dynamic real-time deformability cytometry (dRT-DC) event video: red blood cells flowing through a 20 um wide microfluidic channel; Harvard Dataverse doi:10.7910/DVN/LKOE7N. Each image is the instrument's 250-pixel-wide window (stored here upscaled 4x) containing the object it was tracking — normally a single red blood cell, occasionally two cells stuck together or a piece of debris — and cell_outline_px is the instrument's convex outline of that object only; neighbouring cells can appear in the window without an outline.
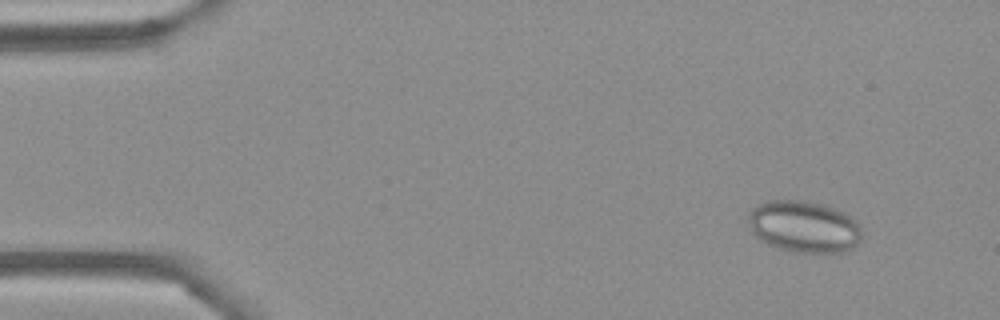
{"species": "Egyptian fruit bat (a non-hibernating species)", "species_latin": "Rousettus aegyptiacus", "temperature_condition": "cold", "stored_images_in_passage": 54, "camera_frame_rate_fps": 3000, "um_per_image_px": 0.085, "frame": {"image": 1, "passage_image": 5, "time_ms": 1.333, "image_size_px": [1000, 320], "cell_outline_px": [[860, 240], [848, 252], [800, 252], [776, 248], [768, 244], [756, 236], [752, 232], [744, 220], [748, 212], [756, 204], [764, 200], [804, 200], [824, 204], [844, 212], [860, 228]], "centroid_in_image_um": [68.25, 19.24], "position_along_channel_um": 16.8, "area_um2": 34.51}}
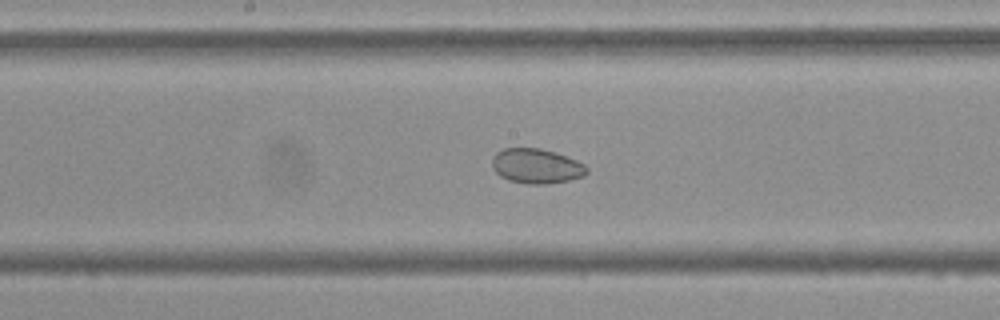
{"frame": {"image": 2, "passage_image": 28, "time_ms": 9.0, "image_size_px": [1000, 320], "cell_outline_px": [[588, 172], [584, 176], [568, 180], [544, 184], [528, 184], [508, 180], [500, 176], [492, 168], [492, 156], [496, 152], [504, 148], [540, 148], [556, 152], [576, 160], [584, 164], [588, 168]], "centroid_in_image_um": [45.58, 14.11], "position_along_channel_um": 202.6, "area_um2": 19.31}}
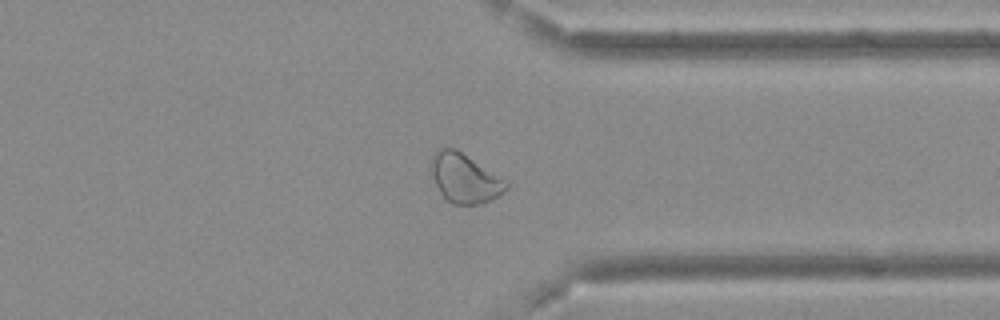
{"frame": {"image": 3, "passage_image": 42, "time_ms": 13.667, "image_size_px": [1000, 320], "cell_outline_px": [[508, 188], [504, 192], [492, 200], [480, 204], [452, 204], [440, 192], [428, 168], [432, 156], [440, 148], [456, 148], [504, 180], [508, 184]], "centroid_in_image_um": [39.46, 15.15], "position_along_channel_um": 371.9, "area_um2": 21.33}, "authors_computed_cell_mechanics": {"area_um2": 24.1026, "velocity_mm_per_s": 3.6755, "shape_relaxation_time_tau1_ms": null, "shape_relaxation_time_tau2_ms": 2.8465, "deformation_change_tau1": null, "deformation_change_tau2": 0.061}}